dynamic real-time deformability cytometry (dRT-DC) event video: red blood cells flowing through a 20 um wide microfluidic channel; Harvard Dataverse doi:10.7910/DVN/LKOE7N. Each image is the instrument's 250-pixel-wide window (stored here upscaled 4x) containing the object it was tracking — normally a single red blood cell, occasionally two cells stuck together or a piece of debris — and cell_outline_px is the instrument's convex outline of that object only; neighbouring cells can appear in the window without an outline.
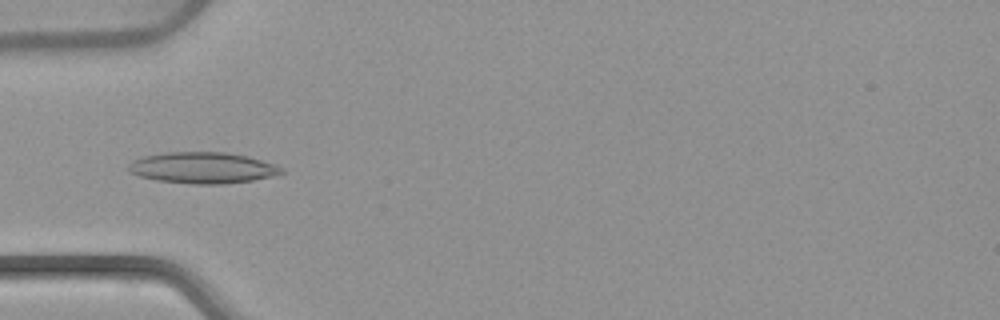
{"species": "common noctule bat (a hibernating species)", "species_latin": "Nyctalus noctula", "temperature_condition": "warm", "stored_images_in_passage": 53, "camera_frame_rate_fps": 3000, "um_per_image_px": 0.085, "animal": {"sex": "female", "body_mass_g": 22.7, "forearm_length_mm": 54.2}, "frame": {"image": 1, "passage_image": 17, "time_ms": 5.333, "image_size_px": [1000, 320], "cell_outline_px": [[284, 172], [272, 176], [252, 180], [224, 184], [192, 184], [156, 180], [140, 176], [128, 172], [128, 164], [132, 160], [144, 156], [168, 152], [224, 152], [248, 156], [276, 164], [284, 168]], "centroid_in_image_um": [17.23, 14.26], "position_along_channel_um": 67.8, "area_um2": 27.92}}
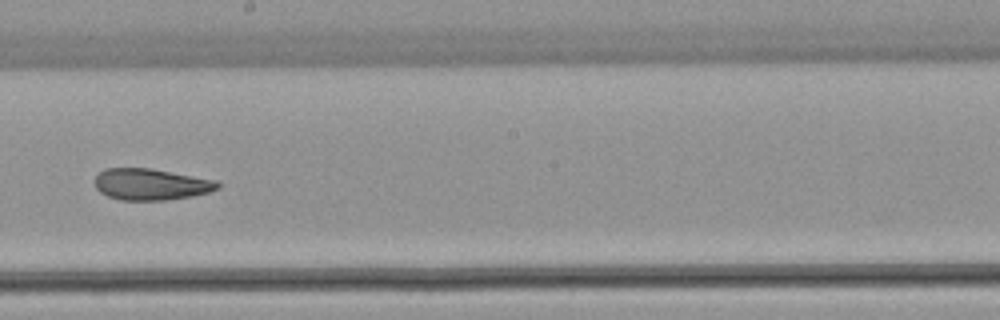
{"frame": {"image": 2, "passage_image": 30, "time_ms": 9.667, "image_size_px": [1000, 320], "cell_outline_px": [[220, 188], [208, 192], [192, 196], [168, 200], [120, 200], [108, 196], [100, 192], [96, 188], [96, 176], [104, 168], [152, 168], [216, 180], [220, 184]], "centroid_in_image_um": [12.84, 15.66], "position_along_channel_um": 235.4, "area_um2": 22.54}}
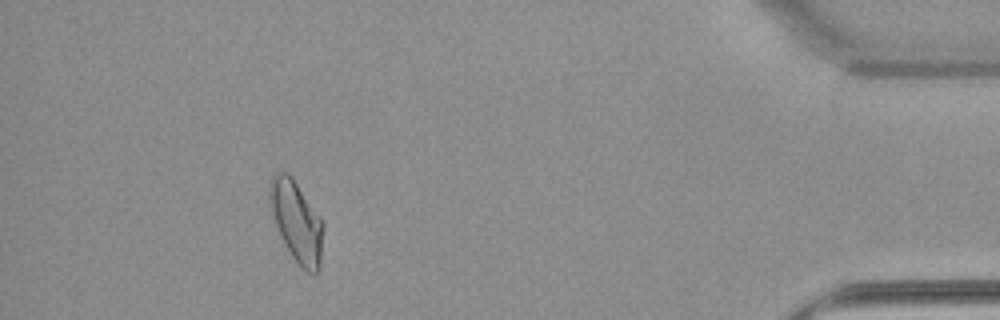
{"frame": {"image": 3, "passage_image": 48, "time_ms": 15.667, "image_size_px": [1000, 320], "cell_outline_px": [[324, 228], [320, 268], [316, 272], [308, 272], [292, 256], [284, 244], [280, 236], [268, 200], [268, 188], [272, 176], [276, 172], [284, 172], [292, 176], [320, 216], [324, 224]], "centroid_in_image_um": [25.21, 18.79], "position_along_channel_um": 410.0, "area_um2": 25.2}, "authors_computed_cell_mechanics": {"area_um2": 24.6228, "velocity_mm_per_s": 3.8653, "shape_relaxation_time_tau1_ms": null, "shape_relaxation_time_tau2_ms": 3.7758, "deformation_change_tau1": null, "deformation_change_tau2": 0.1153}}